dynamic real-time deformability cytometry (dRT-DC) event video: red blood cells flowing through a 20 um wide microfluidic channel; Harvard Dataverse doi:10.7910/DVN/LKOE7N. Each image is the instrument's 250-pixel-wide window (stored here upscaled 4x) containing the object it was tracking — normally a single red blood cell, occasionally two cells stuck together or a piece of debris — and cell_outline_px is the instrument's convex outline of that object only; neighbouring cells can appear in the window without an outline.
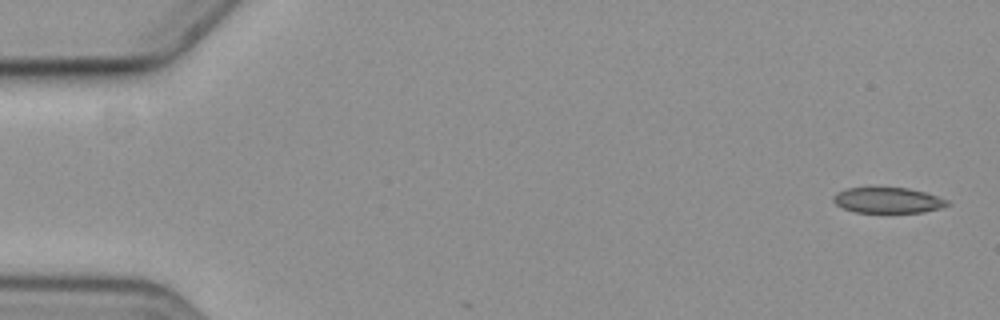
{"species": "common noctule bat (a hibernating species)", "species_latin": "Nyctalus noctula", "temperature_condition": "cold", "stored_images_in_passage": 5, "camera_frame_rate_fps": 3000, "um_per_image_px": 0.085, "animal": {"sex": "female", "body_mass_g": 19.3, "forearm_length_mm": 54.1}, "frame": {"image": 1, "passage_image": 1, "time_ms": 0.0, "image_size_px": [1000, 320], "cell_outline_px": [[952, 204], [940, 208], [924, 212], [856, 212], [844, 208], [836, 204], [832, 200], [832, 196], [848, 188], [908, 188], [924, 192], [948, 200]], "centroid_in_image_um": [75.5, 17.03], "position_along_channel_um": 9.5, "area_um2": 16.76}}